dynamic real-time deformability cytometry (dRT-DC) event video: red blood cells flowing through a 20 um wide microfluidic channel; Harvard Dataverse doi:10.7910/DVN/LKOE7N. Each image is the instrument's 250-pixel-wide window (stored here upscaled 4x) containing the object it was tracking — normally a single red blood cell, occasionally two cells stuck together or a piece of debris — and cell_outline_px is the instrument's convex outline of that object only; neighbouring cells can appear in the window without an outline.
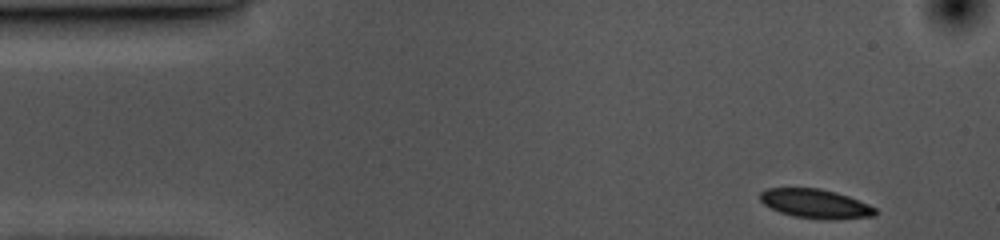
{"species": "common noctule bat (a hibernating species)", "species_latin": "Nyctalus noctula", "temperature_condition": "cold", "stored_images_in_passage": 43, "camera_frame_rate_fps": 3000, "um_per_image_px": 0.085, "animal": {"sex": "female", "body_mass_g": 10.0, "forearm_length_mm": 53.1}, "frame": {"image": 1, "passage_image": 1, "time_ms": 0.0, "image_size_px": [1000, 240], "cell_outline_px": [[876, 216], [828, 220], [820, 220], [792, 216], [780, 212], [764, 204], [760, 200], [760, 192], [768, 188], [820, 188], [836, 192], [848, 196], [868, 204], [876, 208]], "centroid_in_image_um": [69.32, 17.32], "position_along_channel_um": 15.7, "area_um2": 19.65}}
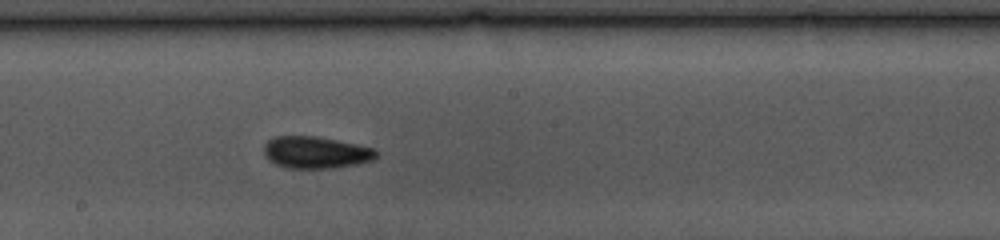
{"frame": {"image": 2, "passage_image": 25, "time_ms": 8.0, "image_size_px": [1000, 240], "cell_outline_px": [[380, 152], [372, 160], [360, 164], [332, 168], [288, 168], [276, 164], [268, 160], [264, 152], [264, 144], [268, 140], [276, 136], [316, 136], [376, 148]], "centroid_in_image_um": [26.87, 12.96], "position_along_channel_um": 221.3, "area_um2": 21.04}}
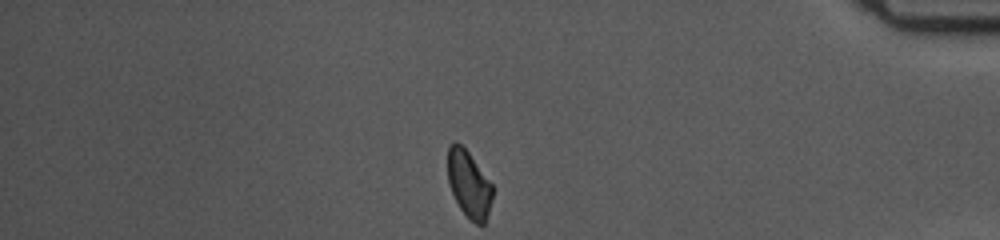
{"frame": {"image": 3, "passage_image": 43, "time_ms": 14.0, "image_size_px": [1000, 240], "cell_outline_px": [[492, 200], [484, 224], [476, 224], [460, 208], [448, 184], [448, 144], [456, 140], [468, 152], [492, 184]], "centroid_in_image_um": [39.84, 15.62], "position_along_channel_um": 395.4, "area_um2": 17.17}, "authors_computed_cell_mechanics": {"area_um2": 20.0566, "velocity_mm_per_s": 3.5472, "shape_relaxation_time_tau1_ms": 6.9523, "shape_relaxation_time_tau2_ms": 4.9461, "deformation_change_tau1": 0.1179, "deformation_change_tau2": 0.0825}}